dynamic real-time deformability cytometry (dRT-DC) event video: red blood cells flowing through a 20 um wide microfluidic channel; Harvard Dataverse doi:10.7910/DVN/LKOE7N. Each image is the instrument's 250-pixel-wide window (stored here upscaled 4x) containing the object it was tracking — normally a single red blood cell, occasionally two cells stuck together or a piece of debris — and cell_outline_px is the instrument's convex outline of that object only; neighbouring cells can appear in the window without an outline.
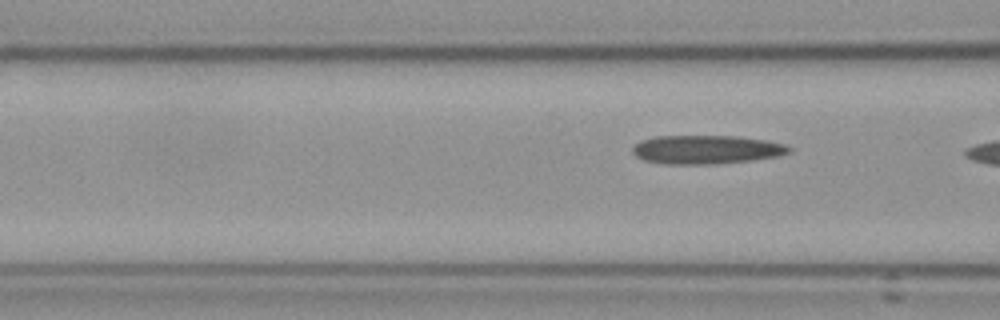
{"species": "Egyptian fruit bat (a non-hibernating species)", "species_latin": "Rousettus aegyptiacus", "temperature_condition": "cold", "stored_images_in_passage": 6, "camera_frame_rate_fps": 3000, "um_per_image_px": 0.085, "frame": {"image": 1, "passage_image": 6, "time_ms": 6.667, "image_size_px": [1000, 320], "cell_outline_px": [[792, 148], [788, 152], [776, 156], [748, 160], [712, 164], [660, 164], [644, 160], [636, 156], [632, 152], [632, 148], [640, 140], [656, 136], [736, 136], [768, 140], [784, 144]], "centroid_in_image_um": [59.98, 12.71], "position_along_channel_um": 106.6, "area_um2": 26.07}}